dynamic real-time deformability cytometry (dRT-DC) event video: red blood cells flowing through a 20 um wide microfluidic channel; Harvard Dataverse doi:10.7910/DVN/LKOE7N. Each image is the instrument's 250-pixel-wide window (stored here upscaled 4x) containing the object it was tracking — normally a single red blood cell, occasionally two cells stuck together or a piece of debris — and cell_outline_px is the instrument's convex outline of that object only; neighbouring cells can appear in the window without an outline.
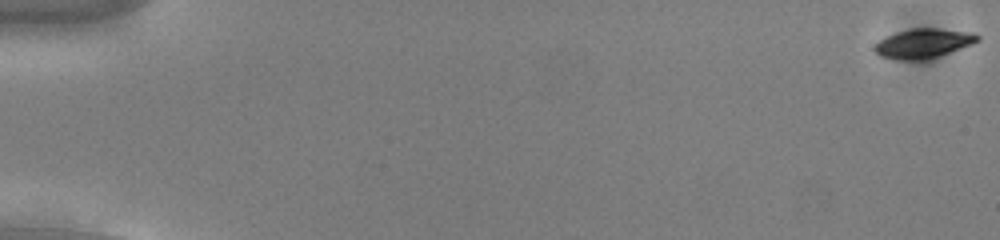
{"species": "common noctule bat (a hibernating species)", "species_latin": "Nyctalus noctula", "temperature_condition": "cold", "stored_images_in_passage": 52, "camera_frame_rate_fps": 3000, "um_per_image_px": 0.085, "animal": {"sex": "male", "body_mass_g": 13.0, "forearm_length_mm": 53.1}, "frame": {"image": 1, "passage_image": 1, "time_ms": 0.0, "image_size_px": [1000, 240], "cell_outline_px": [[980, 40], [972, 44], [928, 60], [896, 60], [880, 56], [872, 48], [880, 40], [896, 32], [912, 28], [936, 28], [976, 32], [980, 36]], "centroid_in_image_um": [78.52, 3.69], "position_along_channel_um": 6.5, "area_um2": 17.86}}
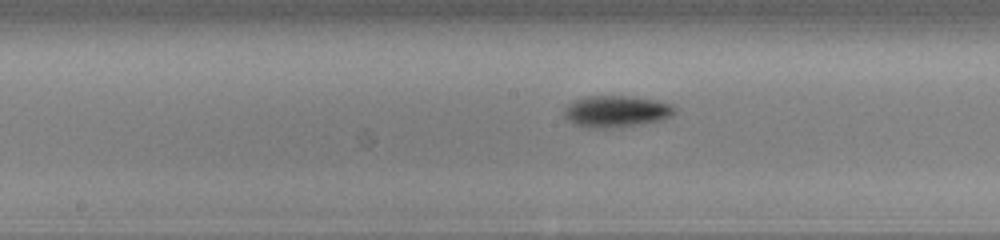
{"frame": {"image": 2, "passage_image": 30, "time_ms": 9.667, "image_size_px": [1000, 240], "cell_outline_px": [[676, 108], [672, 116], [660, 120], [604, 128], [588, 128], [576, 124], [568, 120], [564, 116], [564, 108], [568, 104], [584, 96], [628, 96], [656, 100], [672, 104]], "centroid_in_image_um": [52.36, 9.45], "position_along_channel_um": 195.8, "area_um2": 20.0}}
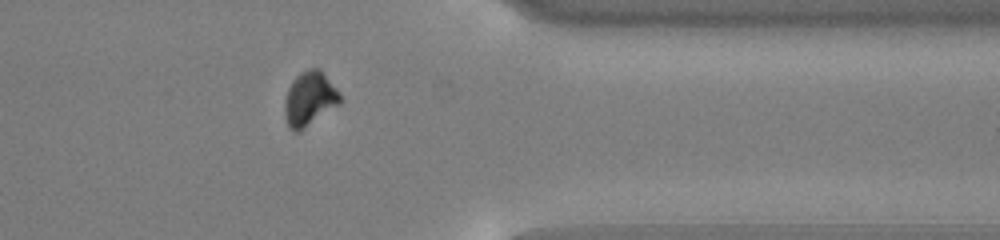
{"frame": {"image": 3, "passage_image": 46, "time_ms": 15.0, "image_size_px": [1000, 240], "cell_outline_px": [[340, 104], [304, 128], [296, 132], [288, 128], [284, 116], [284, 100], [288, 88], [292, 80], [300, 72], [308, 68], [320, 68], [340, 92]], "centroid_in_image_um": [26.29, 8.38], "position_along_channel_um": 385.1, "area_um2": 17.69}}